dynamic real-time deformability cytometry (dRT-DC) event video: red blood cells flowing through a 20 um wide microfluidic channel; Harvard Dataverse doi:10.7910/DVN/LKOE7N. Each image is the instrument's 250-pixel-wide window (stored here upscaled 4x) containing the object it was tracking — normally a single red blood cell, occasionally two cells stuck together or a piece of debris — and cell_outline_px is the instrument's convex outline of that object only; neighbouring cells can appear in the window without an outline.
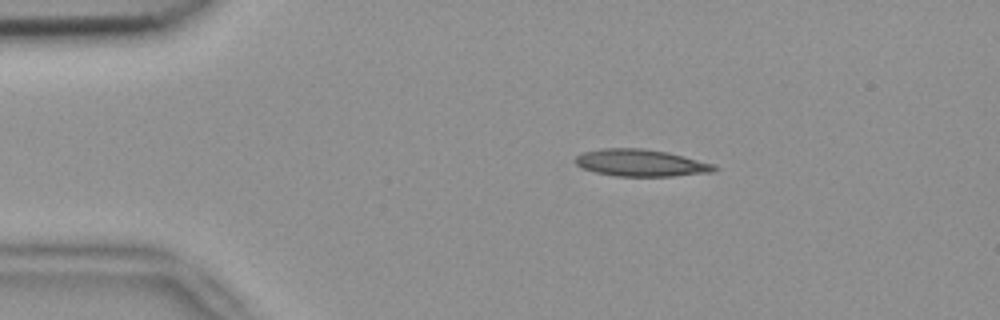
{"species": "common noctule bat (a hibernating species)", "species_latin": "Nyctalus noctula", "temperature_condition": "room temperature", "stored_images_in_passage": 4, "camera_frame_rate_fps": 3000, "um_per_image_px": 0.085, "animal": {"sex": "female", "body_mass_g": 18.4}, "frame": {"image": 1, "passage_image": 1, "time_ms": 0.0, "image_size_px": [1000, 320], "cell_outline_px": [[720, 168], [716, 172], [672, 176], [616, 176], [596, 172], [580, 168], [576, 164], [576, 156], [584, 152], [600, 148], [644, 148], [668, 152], [712, 164]], "centroid_in_image_um": [54.48, 13.84], "position_along_channel_um": 30.5, "area_um2": 21.91}}
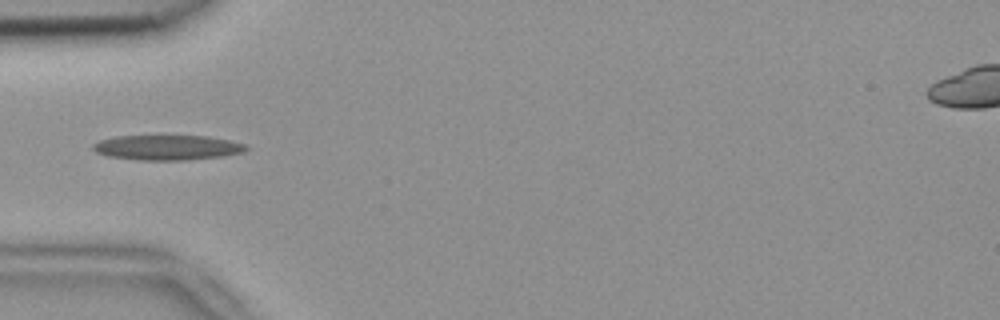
{"frame": {"image": 2, "passage_image": 3, "time_ms": 0.667, "image_size_px": [1000, 320], "cell_outline_px": [[248, 148], [244, 152], [224, 156], [188, 160], [140, 160], [108, 156], [96, 152], [92, 148], [92, 144], [100, 140], [116, 136], [208, 136], [248, 144]], "centroid_in_image_um": [14.25, 12.54], "position_along_channel_um": 70.8, "area_um2": 22.37}}